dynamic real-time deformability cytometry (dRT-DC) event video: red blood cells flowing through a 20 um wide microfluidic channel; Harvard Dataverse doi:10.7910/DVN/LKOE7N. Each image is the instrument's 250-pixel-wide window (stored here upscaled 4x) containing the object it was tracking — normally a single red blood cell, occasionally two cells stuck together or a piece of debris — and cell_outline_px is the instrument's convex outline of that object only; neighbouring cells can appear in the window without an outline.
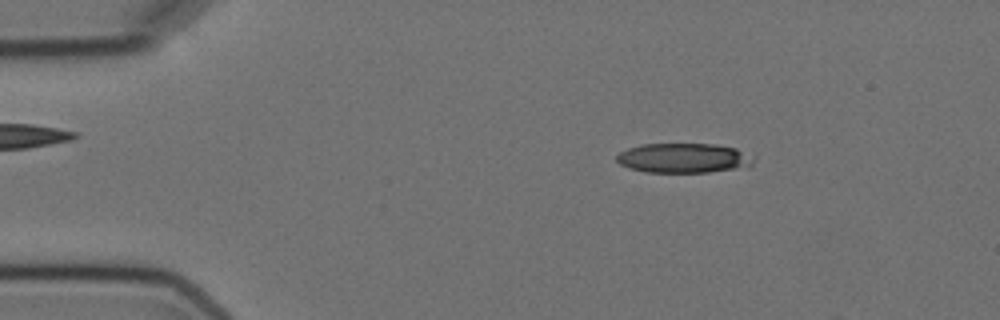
{"species": "Egyptian fruit bat (a non-hibernating species)", "species_latin": "Rousettus aegyptiacus", "temperature_condition": "cold", "stored_images_in_passage": 4, "camera_frame_rate_fps": 3000, "um_per_image_px": 0.085, "animal": {"sex": "female"}, "frame": {"image": 1, "passage_image": 2, "time_ms": 1.0, "image_size_px": [1000, 320], "cell_outline_px": [[756, 160], [748, 168], [708, 172], [644, 172], [628, 168], [620, 164], [616, 160], [616, 156], [620, 152], [628, 148], [640, 144], [716, 144], [756, 152]], "centroid_in_image_um": [58.24, 13.43], "position_along_channel_um": 26.8, "area_um2": 24.45}}